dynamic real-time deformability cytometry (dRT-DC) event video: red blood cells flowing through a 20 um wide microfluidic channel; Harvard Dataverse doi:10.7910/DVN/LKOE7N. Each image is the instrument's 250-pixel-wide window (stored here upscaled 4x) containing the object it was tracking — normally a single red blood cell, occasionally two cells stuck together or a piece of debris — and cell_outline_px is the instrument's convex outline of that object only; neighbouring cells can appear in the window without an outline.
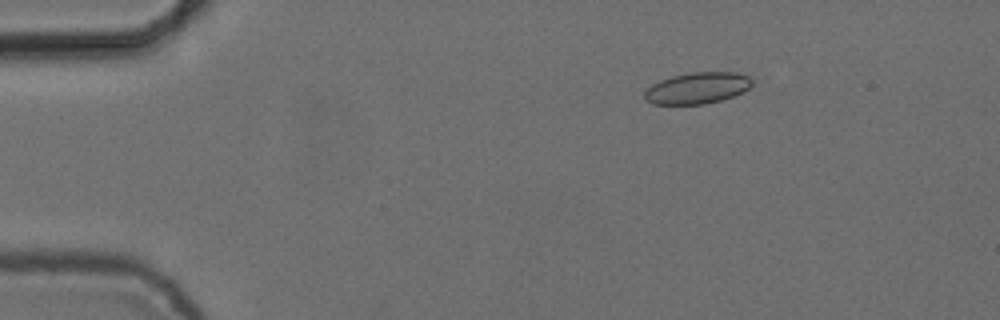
{"species": "common noctule bat (a hibernating species)", "species_latin": "Nyctalus noctula", "temperature_condition": "cold", "stored_images_in_passage": 4, "camera_frame_rate_fps": 3000, "um_per_image_px": 0.085, "animal": {"sex": "female", "body_mass_g": 24.6, "forearm_length_mm": 56.2}, "frame": {"image": 1, "passage_image": 4, "time_ms": 1.0, "image_size_px": [1000, 320], "cell_outline_px": [[752, 84], [744, 92], [720, 100], [704, 104], [652, 104], [644, 100], [644, 92], [652, 84], [660, 80], [672, 76], [692, 72], [736, 72], [752, 76]], "centroid_in_image_um": [59.28, 7.48], "position_along_channel_um": 25.7, "area_um2": 19.77}}